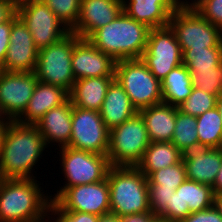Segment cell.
Returning a JSON list of instances; mask_svg holds the SVG:
<instances>
[{"instance_id": "cell-1", "label": "cell", "mask_w": 222, "mask_h": 222, "mask_svg": "<svg viewBox=\"0 0 222 222\" xmlns=\"http://www.w3.org/2000/svg\"><path fill=\"white\" fill-rule=\"evenodd\" d=\"M46 144L35 125L11 121L0 149L4 179H33L34 166L43 157ZM32 172V173H31Z\"/></svg>"}, {"instance_id": "cell-2", "label": "cell", "mask_w": 222, "mask_h": 222, "mask_svg": "<svg viewBox=\"0 0 222 222\" xmlns=\"http://www.w3.org/2000/svg\"><path fill=\"white\" fill-rule=\"evenodd\" d=\"M37 182L35 178L4 179L0 185V222H37L47 217L51 196L43 194Z\"/></svg>"}, {"instance_id": "cell-3", "label": "cell", "mask_w": 222, "mask_h": 222, "mask_svg": "<svg viewBox=\"0 0 222 222\" xmlns=\"http://www.w3.org/2000/svg\"><path fill=\"white\" fill-rule=\"evenodd\" d=\"M150 29L122 11L112 22L94 31L87 40L115 61L140 59L146 49Z\"/></svg>"}, {"instance_id": "cell-4", "label": "cell", "mask_w": 222, "mask_h": 222, "mask_svg": "<svg viewBox=\"0 0 222 222\" xmlns=\"http://www.w3.org/2000/svg\"><path fill=\"white\" fill-rule=\"evenodd\" d=\"M106 178L110 189V213L119 218L151 214L148 178L136 166H111Z\"/></svg>"}, {"instance_id": "cell-5", "label": "cell", "mask_w": 222, "mask_h": 222, "mask_svg": "<svg viewBox=\"0 0 222 222\" xmlns=\"http://www.w3.org/2000/svg\"><path fill=\"white\" fill-rule=\"evenodd\" d=\"M150 144L141 114L109 129L108 160L111 166H136Z\"/></svg>"}, {"instance_id": "cell-6", "label": "cell", "mask_w": 222, "mask_h": 222, "mask_svg": "<svg viewBox=\"0 0 222 222\" xmlns=\"http://www.w3.org/2000/svg\"><path fill=\"white\" fill-rule=\"evenodd\" d=\"M114 74L137 111L163 102L161 82L141 58L116 61Z\"/></svg>"}, {"instance_id": "cell-7", "label": "cell", "mask_w": 222, "mask_h": 222, "mask_svg": "<svg viewBox=\"0 0 222 222\" xmlns=\"http://www.w3.org/2000/svg\"><path fill=\"white\" fill-rule=\"evenodd\" d=\"M73 48L74 33L70 32L59 42L39 49L34 71L37 79L70 93L75 83L71 65Z\"/></svg>"}, {"instance_id": "cell-8", "label": "cell", "mask_w": 222, "mask_h": 222, "mask_svg": "<svg viewBox=\"0 0 222 222\" xmlns=\"http://www.w3.org/2000/svg\"><path fill=\"white\" fill-rule=\"evenodd\" d=\"M17 16L32 34L38 49L55 44L70 33V29L42 0H23L17 6Z\"/></svg>"}, {"instance_id": "cell-9", "label": "cell", "mask_w": 222, "mask_h": 222, "mask_svg": "<svg viewBox=\"0 0 222 222\" xmlns=\"http://www.w3.org/2000/svg\"><path fill=\"white\" fill-rule=\"evenodd\" d=\"M169 26L182 53L189 48H213L222 41V30L204 19L197 10L175 11L170 16Z\"/></svg>"}, {"instance_id": "cell-10", "label": "cell", "mask_w": 222, "mask_h": 222, "mask_svg": "<svg viewBox=\"0 0 222 222\" xmlns=\"http://www.w3.org/2000/svg\"><path fill=\"white\" fill-rule=\"evenodd\" d=\"M61 170L66 182L62 188L103 181L111 167L108 156L69 146L59 148ZM61 154V155H60Z\"/></svg>"}, {"instance_id": "cell-11", "label": "cell", "mask_w": 222, "mask_h": 222, "mask_svg": "<svg viewBox=\"0 0 222 222\" xmlns=\"http://www.w3.org/2000/svg\"><path fill=\"white\" fill-rule=\"evenodd\" d=\"M51 195L61 210L95 214L98 216L110 213V189L108 180L61 188ZM54 196V197H52Z\"/></svg>"}, {"instance_id": "cell-12", "label": "cell", "mask_w": 222, "mask_h": 222, "mask_svg": "<svg viewBox=\"0 0 222 222\" xmlns=\"http://www.w3.org/2000/svg\"><path fill=\"white\" fill-rule=\"evenodd\" d=\"M141 60L160 82L182 64V50L170 26L150 29Z\"/></svg>"}, {"instance_id": "cell-13", "label": "cell", "mask_w": 222, "mask_h": 222, "mask_svg": "<svg viewBox=\"0 0 222 222\" xmlns=\"http://www.w3.org/2000/svg\"><path fill=\"white\" fill-rule=\"evenodd\" d=\"M72 133L69 147L107 155L109 128L99 111L73 106Z\"/></svg>"}, {"instance_id": "cell-14", "label": "cell", "mask_w": 222, "mask_h": 222, "mask_svg": "<svg viewBox=\"0 0 222 222\" xmlns=\"http://www.w3.org/2000/svg\"><path fill=\"white\" fill-rule=\"evenodd\" d=\"M38 82L35 72H0V106L15 121L26 109Z\"/></svg>"}, {"instance_id": "cell-15", "label": "cell", "mask_w": 222, "mask_h": 222, "mask_svg": "<svg viewBox=\"0 0 222 222\" xmlns=\"http://www.w3.org/2000/svg\"><path fill=\"white\" fill-rule=\"evenodd\" d=\"M116 61L97 49L87 39L74 34L72 71L75 81L83 78L115 76Z\"/></svg>"}, {"instance_id": "cell-16", "label": "cell", "mask_w": 222, "mask_h": 222, "mask_svg": "<svg viewBox=\"0 0 222 222\" xmlns=\"http://www.w3.org/2000/svg\"><path fill=\"white\" fill-rule=\"evenodd\" d=\"M38 50L32 39V34L18 18L12 24L7 55L1 70L34 72L37 64Z\"/></svg>"}, {"instance_id": "cell-17", "label": "cell", "mask_w": 222, "mask_h": 222, "mask_svg": "<svg viewBox=\"0 0 222 222\" xmlns=\"http://www.w3.org/2000/svg\"><path fill=\"white\" fill-rule=\"evenodd\" d=\"M123 11V0H81L80 15L70 32L87 39Z\"/></svg>"}, {"instance_id": "cell-18", "label": "cell", "mask_w": 222, "mask_h": 222, "mask_svg": "<svg viewBox=\"0 0 222 222\" xmlns=\"http://www.w3.org/2000/svg\"><path fill=\"white\" fill-rule=\"evenodd\" d=\"M73 104L69 98L60 106L50 109L45 113L35 126L43 136L46 147L50 143H58L59 148L70 143L72 133ZM56 142V143H55Z\"/></svg>"}, {"instance_id": "cell-19", "label": "cell", "mask_w": 222, "mask_h": 222, "mask_svg": "<svg viewBox=\"0 0 222 222\" xmlns=\"http://www.w3.org/2000/svg\"><path fill=\"white\" fill-rule=\"evenodd\" d=\"M69 98V92L63 87L38 80L25 111L15 121L35 125L50 109L62 105Z\"/></svg>"}, {"instance_id": "cell-20", "label": "cell", "mask_w": 222, "mask_h": 222, "mask_svg": "<svg viewBox=\"0 0 222 222\" xmlns=\"http://www.w3.org/2000/svg\"><path fill=\"white\" fill-rule=\"evenodd\" d=\"M186 178L213 185L222 164V148H199L183 154Z\"/></svg>"}, {"instance_id": "cell-21", "label": "cell", "mask_w": 222, "mask_h": 222, "mask_svg": "<svg viewBox=\"0 0 222 222\" xmlns=\"http://www.w3.org/2000/svg\"><path fill=\"white\" fill-rule=\"evenodd\" d=\"M123 11L151 29L169 26L175 12L172 0H123Z\"/></svg>"}, {"instance_id": "cell-22", "label": "cell", "mask_w": 222, "mask_h": 222, "mask_svg": "<svg viewBox=\"0 0 222 222\" xmlns=\"http://www.w3.org/2000/svg\"><path fill=\"white\" fill-rule=\"evenodd\" d=\"M148 132L150 142H171L176 122V106L159 103L138 111Z\"/></svg>"}, {"instance_id": "cell-23", "label": "cell", "mask_w": 222, "mask_h": 222, "mask_svg": "<svg viewBox=\"0 0 222 222\" xmlns=\"http://www.w3.org/2000/svg\"><path fill=\"white\" fill-rule=\"evenodd\" d=\"M115 76L83 78L75 81L69 97L73 106L100 111L109 85Z\"/></svg>"}, {"instance_id": "cell-24", "label": "cell", "mask_w": 222, "mask_h": 222, "mask_svg": "<svg viewBox=\"0 0 222 222\" xmlns=\"http://www.w3.org/2000/svg\"><path fill=\"white\" fill-rule=\"evenodd\" d=\"M99 112L105 125L111 129L122 124L138 111L132 105L122 86L114 79L108 87L105 100Z\"/></svg>"}, {"instance_id": "cell-25", "label": "cell", "mask_w": 222, "mask_h": 222, "mask_svg": "<svg viewBox=\"0 0 222 222\" xmlns=\"http://www.w3.org/2000/svg\"><path fill=\"white\" fill-rule=\"evenodd\" d=\"M182 160L183 153L172 142H150L136 167L148 178L154 171Z\"/></svg>"}, {"instance_id": "cell-26", "label": "cell", "mask_w": 222, "mask_h": 222, "mask_svg": "<svg viewBox=\"0 0 222 222\" xmlns=\"http://www.w3.org/2000/svg\"><path fill=\"white\" fill-rule=\"evenodd\" d=\"M193 89L190 72L184 64L171 70L161 80L163 103L178 107L182 104Z\"/></svg>"}, {"instance_id": "cell-27", "label": "cell", "mask_w": 222, "mask_h": 222, "mask_svg": "<svg viewBox=\"0 0 222 222\" xmlns=\"http://www.w3.org/2000/svg\"><path fill=\"white\" fill-rule=\"evenodd\" d=\"M200 148H222V119L218 107L196 117Z\"/></svg>"}, {"instance_id": "cell-28", "label": "cell", "mask_w": 222, "mask_h": 222, "mask_svg": "<svg viewBox=\"0 0 222 222\" xmlns=\"http://www.w3.org/2000/svg\"><path fill=\"white\" fill-rule=\"evenodd\" d=\"M177 189H180L184 209H189L191 213L208 209L214 205V193L211 185L186 178Z\"/></svg>"}, {"instance_id": "cell-29", "label": "cell", "mask_w": 222, "mask_h": 222, "mask_svg": "<svg viewBox=\"0 0 222 222\" xmlns=\"http://www.w3.org/2000/svg\"><path fill=\"white\" fill-rule=\"evenodd\" d=\"M196 129V117L185 115L176 107L175 131L171 142L183 154L187 151L200 148Z\"/></svg>"}, {"instance_id": "cell-30", "label": "cell", "mask_w": 222, "mask_h": 222, "mask_svg": "<svg viewBox=\"0 0 222 222\" xmlns=\"http://www.w3.org/2000/svg\"><path fill=\"white\" fill-rule=\"evenodd\" d=\"M187 69L218 68L222 64V41L213 48H189L182 53Z\"/></svg>"}, {"instance_id": "cell-31", "label": "cell", "mask_w": 222, "mask_h": 222, "mask_svg": "<svg viewBox=\"0 0 222 222\" xmlns=\"http://www.w3.org/2000/svg\"><path fill=\"white\" fill-rule=\"evenodd\" d=\"M192 86L217 98L222 94V64L218 68L188 69Z\"/></svg>"}, {"instance_id": "cell-32", "label": "cell", "mask_w": 222, "mask_h": 222, "mask_svg": "<svg viewBox=\"0 0 222 222\" xmlns=\"http://www.w3.org/2000/svg\"><path fill=\"white\" fill-rule=\"evenodd\" d=\"M216 105L217 97L215 95L193 87L191 94L178 106V109L185 115L197 117Z\"/></svg>"}, {"instance_id": "cell-33", "label": "cell", "mask_w": 222, "mask_h": 222, "mask_svg": "<svg viewBox=\"0 0 222 222\" xmlns=\"http://www.w3.org/2000/svg\"><path fill=\"white\" fill-rule=\"evenodd\" d=\"M186 180V167L183 160L175 165L154 171L148 177V185H160L162 188H178Z\"/></svg>"}, {"instance_id": "cell-34", "label": "cell", "mask_w": 222, "mask_h": 222, "mask_svg": "<svg viewBox=\"0 0 222 222\" xmlns=\"http://www.w3.org/2000/svg\"><path fill=\"white\" fill-rule=\"evenodd\" d=\"M71 30L80 15L81 0H42Z\"/></svg>"}, {"instance_id": "cell-35", "label": "cell", "mask_w": 222, "mask_h": 222, "mask_svg": "<svg viewBox=\"0 0 222 222\" xmlns=\"http://www.w3.org/2000/svg\"><path fill=\"white\" fill-rule=\"evenodd\" d=\"M176 188H162L160 185H148L151 214L166 222V206L170 205Z\"/></svg>"}, {"instance_id": "cell-36", "label": "cell", "mask_w": 222, "mask_h": 222, "mask_svg": "<svg viewBox=\"0 0 222 222\" xmlns=\"http://www.w3.org/2000/svg\"><path fill=\"white\" fill-rule=\"evenodd\" d=\"M48 215H53L50 221L53 218L55 222H98L99 220V216L95 214L61 210L53 201L49 205Z\"/></svg>"}, {"instance_id": "cell-37", "label": "cell", "mask_w": 222, "mask_h": 222, "mask_svg": "<svg viewBox=\"0 0 222 222\" xmlns=\"http://www.w3.org/2000/svg\"><path fill=\"white\" fill-rule=\"evenodd\" d=\"M197 12L222 30V0H206Z\"/></svg>"}, {"instance_id": "cell-38", "label": "cell", "mask_w": 222, "mask_h": 222, "mask_svg": "<svg viewBox=\"0 0 222 222\" xmlns=\"http://www.w3.org/2000/svg\"><path fill=\"white\" fill-rule=\"evenodd\" d=\"M191 212L184 209V202L180 196V189H176L170 199V205L166 206V222H181Z\"/></svg>"}, {"instance_id": "cell-39", "label": "cell", "mask_w": 222, "mask_h": 222, "mask_svg": "<svg viewBox=\"0 0 222 222\" xmlns=\"http://www.w3.org/2000/svg\"><path fill=\"white\" fill-rule=\"evenodd\" d=\"M181 222H222V216L213 205L208 209L190 213Z\"/></svg>"}, {"instance_id": "cell-40", "label": "cell", "mask_w": 222, "mask_h": 222, "mask_svg": "<svg viewBox=\"0 0 222 222\" xmlns=\"http://www.w3.org/2000/svg\"><path fill=\"white\" fill-rule=\"evenodd\" d=\"M18 19L17 14L7 22L0 24V67H3L9 46L12 24Z\"/></svg>"}, {"instance_id": "cell-41", "label": "cell", "mask_w": 222, "mask_h": 222, "mask_svg": "<svg viewBox=\"0 0 222 222\" xmlns=\"http://www.w3.org/2000/svg\"><path fill=\"white\" fill-rule=\"evenodd\" d=\"M16 14V4L9 0H0V24L10 21Z\"/></svg>"}, {"instance_id": "cell-42", "label": "cell", "mask_w": 222, "mask_h": 222, "mask_svg": "<svg viewBox=\"0 0 222 222\" xmlns=\"http://www.w3.org/2000/svg\"><path fill=\"white\" fill-rule=\"evenodd\" d=\"M122 222H165L159 217H155L152 214L145 215H127L120 218Z\"/></svg>"}, {"instance_id": "cell-43", "label": "cell", "mask_w": 222, "mask_h": 222, "mask_svg": "<svg viewBox=\"0 0 222 222\" xmlns=\"http://www.w3.org/2000/svg\"><path fill=\"white\" fill-rule=\"evenodd\" d=\"M191 1L192 2L188 1L184 2L183 0H172V4L175 11L197 10L199 8V0H191Z\"/></svg>"}, {"instance_id": "cell-44", "label": "cell", "mask_w": 222, "mask_h": 222, "mask_svg": "<svg viewBox=\"0 0 222 222\" xmlns=\"http://www.w3.org/2000/svg\"><path fill=\"white\" fill-rule=\"evenodd\" d=\"M214 195H218L222 193V164L217 173L214 184L212 185Z\"/></svg>"}, {"instance_id": "cell-45", "label": "cell", "mask_w": 222, "mask_h": 222, "mask_svg": "<svg viewBox=\"0 0 222 222\" xmlns=\"http://www.w3.org/2000/svg\"><path fill=\"white\" fill-rule=\"evenodd\" d=\"M11 121L12 120H10V119H0V149H1V146L3 144V140H4L6 130H7L8 126H9V123Z\"/></svg>"}, {"instance_id": "cell-46", "label": "cell", "mask_w": 222, "mask_h": 222, "mask_svg": "<svg viewBox=\"0 0 222 222\" xmlns=\"http://www.w3.org/2000/svg\"><path fill=\"white\" fill-rule=\"evenodd\" d=\"M98 222H122L120 218L112 213L99 216Z\"/></svg>"}, {"instance_id": "cell-47", "label": "cell", "mask_w": 222, "mask_h": 222, "mask_svg": "<svg viewBox=\"0 0 222 222\" xmlns=\"http://www.w3.org/2000/svg\"><path fill=\"white\" fill-rule=\"evenodd\" d=\"M214 206L218 209L220 215L222 216V193L214 195Z\"/></svg>"}, {"instance_id": "cell-48", "label": "cell", "mask_w": 222, "mask_h": 222, "mask_svg": "<svg viewBox=\"0 0 222 222\" xmlns=\"http://www.w3.org/2000/svg\"><path fill=\"white\" fill-rule=\"evenodd\" d=\"M220 111L221 119H222V94L217 98V105H216Z\"/></svg>"}, {"instance_id": "cell-49", "label": "cell", "mask_w": 222, "mask_h": 222, "mask_svg": "<svg viewBox=\"0 0 222 222\" xmlns=\"http://www.w3.org/2000/svg\"><path fill=\"white\" fill-rule=\"evenodd\" d=\"M0 119H8V118L5 116L3 110L1 109V106H0Z\"/></svg>"}, {"instance_id": "cell-50", "label": "cell", "mask_w": 222, "mask_h": 222, "mask_svg": "<svg viewBox=\"0 0 222 222\" xmlns=\"http://www.w3.org/2000/svg\"><path fill=\"white\" fill-rule=\"evenodd\" d=\"M51 216H48L47 215V217H45V218H43L42 220H39V221H37V222H50L49 221V218H50ZM47 219V220H46ZM52 222V221H51ZM53 222H55V221H53Z\"/></svg>"}, {"instance_id": "cell-51", "label": "cell", "mask_w": 222, "mask_h": 222, "mask_svg": "<svg viewBox=\"0 0 222 222\" xmlns=\"http://www.w3.org/2000/svg\"><path fill=\"white\" fill-rule=\"evenodd\" d=\"M9 1H12L14 4L18 6L22 3L23 0H9Z\"/></svg>"}, {"instance_id": "cell-52", "label": "cell", "mask_w": 222, "mask_h": 222, "mask_svg": "<svg viewBox=\"0 0 222 222\" xmlns=\"http://www.w3.org/2000/svg\"><path fill=\"white\" fill-rule=\"evenodd\" d=\"M3 181H4V178H3V174H2V171H1V167H0V185Z\"/></svg>"}, {"instance_id": "cell-53", "label": "cell", "mask_w": 222, "mask_h": 222, "mask_svg": "<svg viewBox=\"0 0 222 222\" xmlns=\"http://www.w3.org/2000/svg\"><path fill=\"white\" fill-rule=\"evenodd\" d=\"M206 0H199V7L205 2Z\"/></svg>"}]
</instances>
